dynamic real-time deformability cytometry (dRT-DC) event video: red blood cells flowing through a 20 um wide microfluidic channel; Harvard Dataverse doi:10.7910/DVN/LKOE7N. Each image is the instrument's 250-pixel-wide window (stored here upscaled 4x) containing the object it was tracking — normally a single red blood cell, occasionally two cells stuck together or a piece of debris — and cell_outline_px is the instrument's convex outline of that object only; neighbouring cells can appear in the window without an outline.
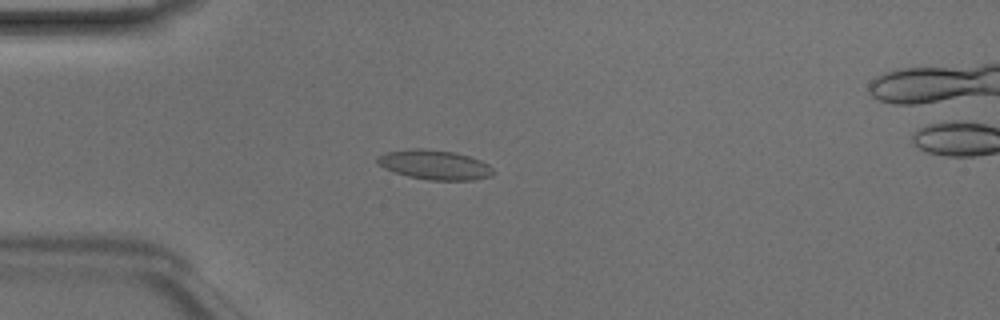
{"species": "Egyptian fruit bat (a non-hibernating species)", "species_latin": "Rousettus aegyptiacus", "temperature_condition": "room temperature", "stored_images_in_passage": 37, "camera_frame_rate_fps": 3000, "um_per_image_px": 0.085, "animal": {"sex": "male"}, "frame": {"image": 1, "passage_image": 1, "time_ms": 0.0, "image_size_px": [1000, 320], "cell_outline_px": [[496, 172], [492, 176], [472, 180], [428, 180], [408, 176], [384, 168], [376, 164], [376, 160], [380, 156], [388, 152], [412, 148], [420, 148], [452, 152], [468, 156], [480, 160], [488, 164]], "centroid_in_image_um": [36.96, 14.02], "position_along_channel_um": 48.0, "area_um2": 19.83}}
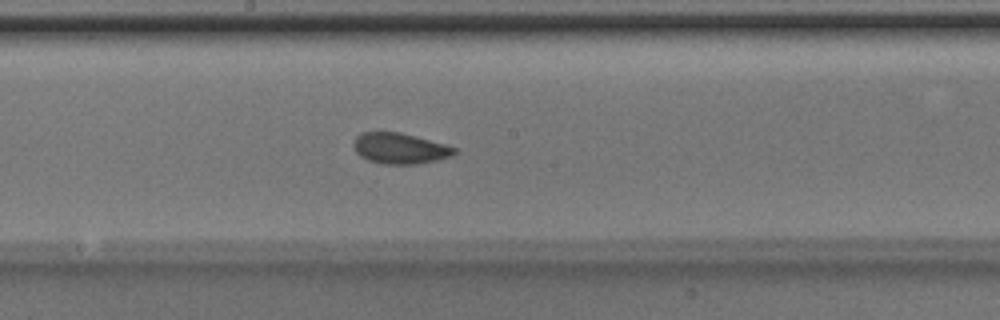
{"frame": {"image": 2, "passage_image": 14, "time_ms": 4.333, "image_size_px": [1000, 320], "cell_outline_px": [[456, 152], [452, 156], [436, 160], [416, 164], [380, 164], [368, 160], [360, 156], [356, 152], [352, 144], [352, 140], [360, 132], [400, 132], [416, 136], [444, 144], [456, 148]], "centroid_in_image_um": [33.94, 12.61], "position_along_channel_um": 214.3, "area_um2": 18.21}}
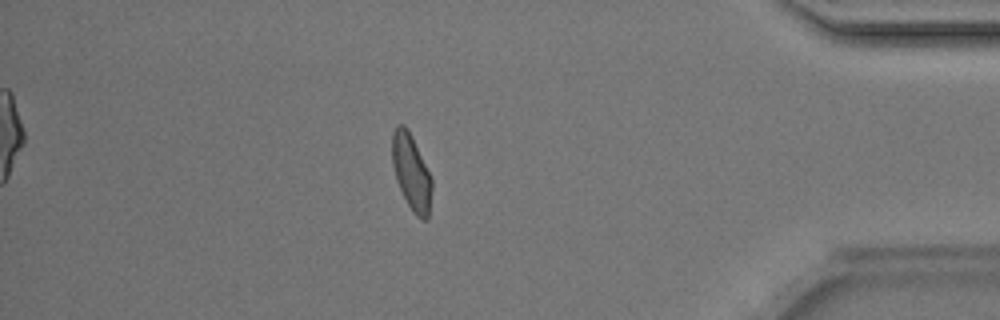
{"frame": {"image": 3, "passage_image": 30, "time_ms": 9.667, "image_size_px": [1000, 320], "cell_outline_px": [[432, 188], [428, 220], [424, 220], [416, 216], [412, 212], [396, 180], [392, 164], [392, 132], [396, 124], [404, 124], [408, 128], [432, 176]], "centroid_in_image_um": [34.97, 14.61], "position_along_channel_um": 400.2, "area_um2": 17.8}}